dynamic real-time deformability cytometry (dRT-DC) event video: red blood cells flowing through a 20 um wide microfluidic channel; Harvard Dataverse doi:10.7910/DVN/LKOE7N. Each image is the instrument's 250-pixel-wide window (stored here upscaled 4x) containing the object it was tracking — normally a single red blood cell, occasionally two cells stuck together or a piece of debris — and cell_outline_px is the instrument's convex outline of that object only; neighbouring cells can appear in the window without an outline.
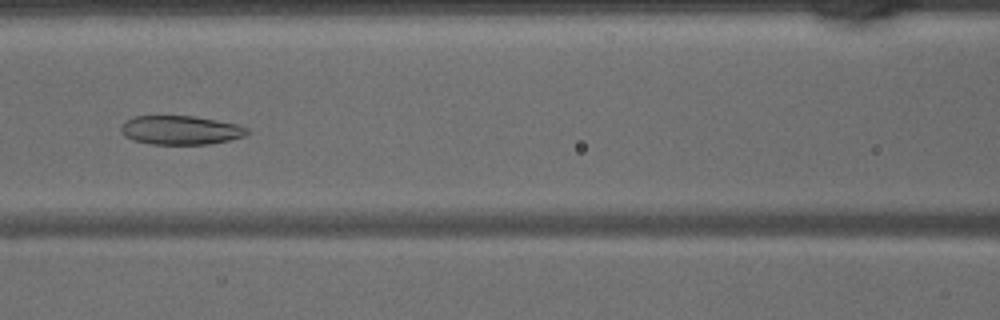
{"species": "common noctule bat (a hibernating species)", "species_latin": "Nyctalus noctula", "temperature_condition": "warm", "stored_images_in_passage": 45, "camera_frame_rate_fps": 3000, "um_per_image_px": 0.085, "animal": {"sex": "male", "body_mass_g": 15.6}, "frame": {"image": 1, "passage_image": 20, "time_ms": 6.333, "image_size_px": [1000, 320], "cell_outline_px": [[248, 132], [244, 136], [228, 140], [208, 144], [152, 144], [132, 140], [124, 136], [120, 132], [120, 128], [128, 120], [136, 116], [192, 116], [240, 124], [248, 128]], "centroid_in_image_um": [15.36, 11.06], "position_along_channel_um": 151.2, "area_um2": 21.15}}
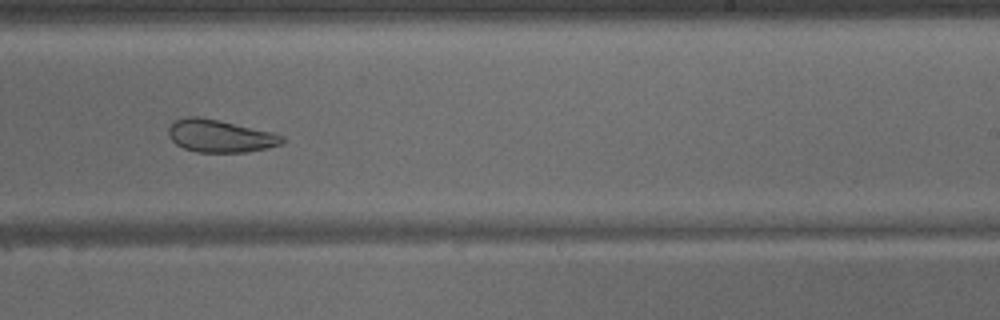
{"frame": {"image": 2, "passage_image": 28, "time_ms": 9.0, "image_size_px": [1000, 320], "cell_outline_px": [[284, 140], [280, 144], [268, 148], [244, 152], [196, 152], [184, 148], [176, 144], [168, 136], [168, 128], [176, 120], [188, 116], [196, 116], [216, 120], [272, 132], [284, 136]], "centroid_in_image_um": [18.68, 11.57], "position_along_channel_um": 270.3, "area_um2": 21.27}}
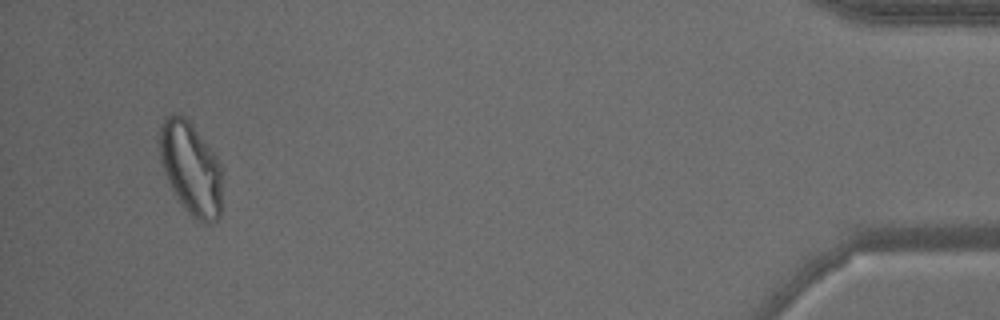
{"frame": {"image": 3, "passage_image": 43, "time_ms": 14.0, "image_size_px": [1000, 320], "cell_outline_px": [[220, 216], [216, 220], [208, 224], [204, 224], [196, 220], [176, 200], [172, 192], [164, 172], [156, 148], [160, 124], [164, 116], [172, 112], [180, 112], [192, 124], [216, 156], [220, 164]], "centroid_in_image_um": [16.14, 14.26], "position_along_channel_um": 419.1, "area_um2": 34.62}}